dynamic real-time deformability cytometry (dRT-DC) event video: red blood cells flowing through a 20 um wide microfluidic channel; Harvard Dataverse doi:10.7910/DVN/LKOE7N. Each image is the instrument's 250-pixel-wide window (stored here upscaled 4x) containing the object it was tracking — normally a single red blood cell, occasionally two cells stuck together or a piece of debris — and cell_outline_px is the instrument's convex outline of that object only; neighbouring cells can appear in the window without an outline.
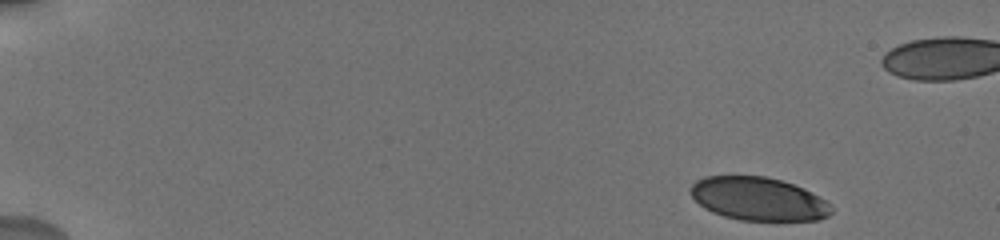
{"species": "human", "species_latin": "Homo sapiens", "temperature_condition": "cold", "stored_images_in_passage": 30, "camera_frame_rate_fps": 3000, "um_per_image_px": 0.085, "donor": {"sex": "male"}, "frame": {"image": 1, "passage_image": 1, "time_ms": 0.0, "image_size_px": [1000, 240], "cell_outline_px": [[832, 212], [828, 216], [820, 220], [740, 220], [724, 216], [712, 212], [704, 208], [692, 196], [688, 188], [696, 180], [704, 176], [764, 176], [780, 180], [804, 188], [820, 196], [832, 204]], "centroid_in_image_um": [64.47, 16.9], "position_along_channel_um": 20.5, "area_um2": 35.66}}
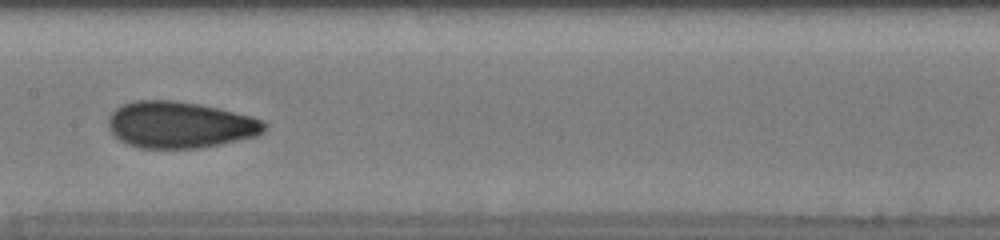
{"frame": {"image": 2, "passage_image": 19, "time_ms": 8.333, "image_size_px": [1000, 240], "cell_outline_px": [[268, 124], [264, 132], [256, 136], [220, 144], [200, 148], [140, 148], [128, 144], [120, 140], [108, 128], [108, 116], [116, 108], [124, 104], [136, 100], [172, 100], [200, 104], [252, 116], [264, 120]], "centroid_in_image_um": [15.31, 10.61], "position_along_channel_um": 192.1, "area_um2": 42.43}}
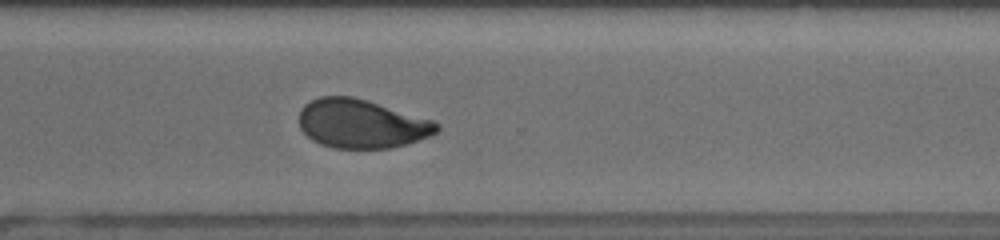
{"frame": {"image": 3, "passage_image": 30, "time_ms": 12.333, "image_size_px": [1000, 240], "cell_outline_px": [[440, 128], [436, 132], [428, 136], [408, 144], [392, 148], [332, 148], [320, 144], [312, 140], [300, 128], [300, 108], [304, 104], [320, 96], [352, 96], [436, 120], [440, 124]], "centroid_in_image_um": [30.75, 10.52], "position_along_channel_um": 339.9, "area_um2": 39.36}}